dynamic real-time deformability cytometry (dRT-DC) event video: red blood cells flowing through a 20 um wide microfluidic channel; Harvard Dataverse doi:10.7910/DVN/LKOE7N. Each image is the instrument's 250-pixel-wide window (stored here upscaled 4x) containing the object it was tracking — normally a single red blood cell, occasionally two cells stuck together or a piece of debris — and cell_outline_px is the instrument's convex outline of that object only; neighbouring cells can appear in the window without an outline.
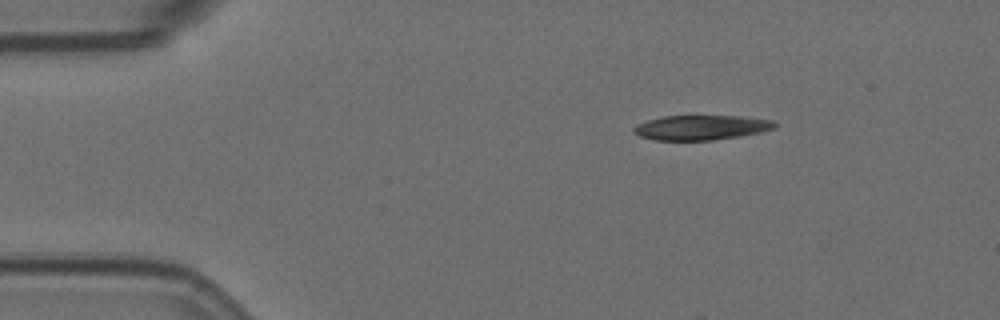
{"species": "Egyptian fruit bat (a non-hibernating species)", "species_latin": "Rousettus aegyptiacus", "temperature_condition": "room temperature", "stored_images_in_passage": 3, "camera_frame_rate_fps": 3000, "um_per_image_px": 0.085, "animal": {"sex": "female"}, "frame": {"image": 1, "passage_image": 1, "time_ms": 0.0, "image_size_px": [1000, 320], "cell_outline_px": [[780, 124], [776, 128], [760, 132], [740, 136], [712, 140], [656, 140], [640, 136], [632, 132], [632, 128], [636, 124], [648, 120], [664, 116], [744, 116], [776, 120]], "centroid_in_image_um": [59.66, 10.83], "position_along_channel_um": 25.3, "area_um2": 20.58}}